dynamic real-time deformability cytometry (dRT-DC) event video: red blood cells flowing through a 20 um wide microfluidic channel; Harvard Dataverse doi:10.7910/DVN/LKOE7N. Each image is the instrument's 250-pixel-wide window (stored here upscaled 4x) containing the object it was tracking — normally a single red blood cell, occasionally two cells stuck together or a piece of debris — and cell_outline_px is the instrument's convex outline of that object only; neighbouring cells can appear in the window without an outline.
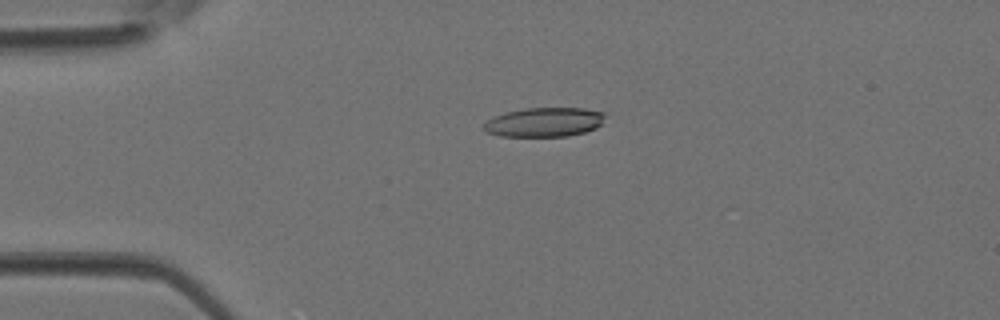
{"species": "Egyptian fruit bat (a non-hibernating species)", "species_latin": "Rousettus aegyptiacus", "temperature_condition": "room temperature", "stored_images_in_passage": 4, "camera_frame_rate_fps": 3000, "um_per_image_px": 0.085, "animal": {"sex": "female"}, "frame": {"image": 1, "passage_image": 3, "time_ms": 0.667, "image_size_px": [1000, 320], "cell_outline_px": [[604, 116], [600, 124], [596, 128], [584, 132], [568, 136], [500, 136], [484, 132], [484, 124], [492, 116], [504, 112], [524, 108], [584, 108], [604, 112]], "centroid_in_image_um": [46.22, 10.38], "position_along_channel_um": 38.8, "area_um2": 20.75}}
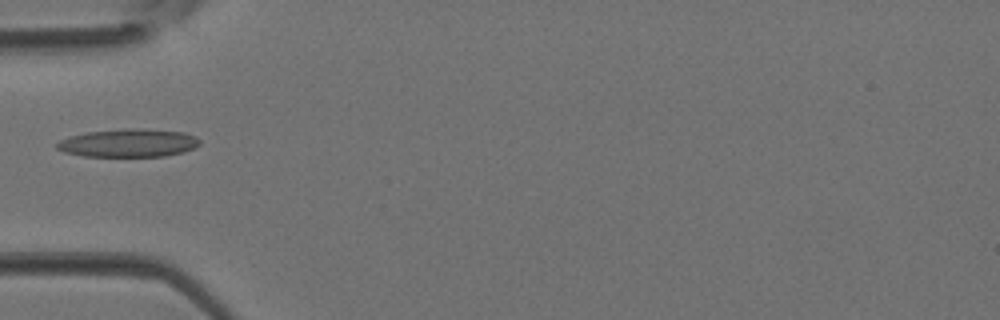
{"frame": {"image": 2, "passage_image": 4, "time_ms": 1.0, "image_size_px": [1000, 320], "cell_outline_px": [[200, 144], [184, 152], [164, 156], [84, 156], [64, 152], [56, 148], [56, 144], [60, 140], [72, 136], [88, 132], [124, 128], [132, 128], [184, 132], [196, 136], [200, 140]], "centroid_in_image_um": [10.93, 12.15], "position_along_channel_um": 74.1, "area_um2": 23.24}}